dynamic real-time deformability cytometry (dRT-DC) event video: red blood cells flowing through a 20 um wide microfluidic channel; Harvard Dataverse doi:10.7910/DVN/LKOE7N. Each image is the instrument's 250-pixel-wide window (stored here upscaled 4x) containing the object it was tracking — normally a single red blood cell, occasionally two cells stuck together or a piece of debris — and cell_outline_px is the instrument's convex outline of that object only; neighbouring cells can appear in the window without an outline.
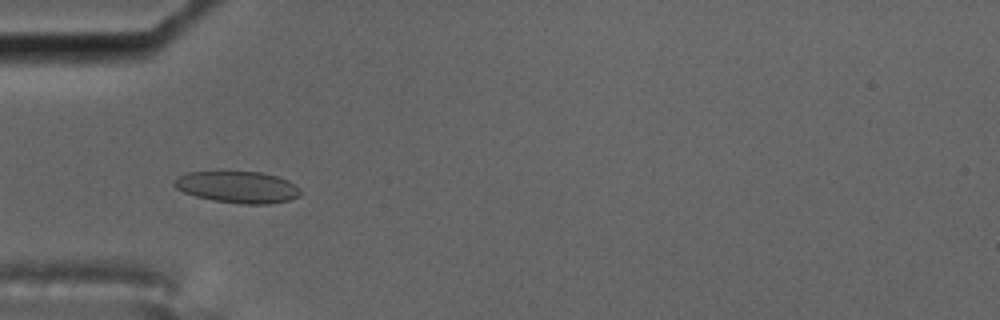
{"species": "common noctule bat (a hibernating species)", "species_latin": "Nyctalus noctula", "temperature_condition": "cold", "stored_images_in_passage": 46, "camera_frame_rate_fps": 3000, "um_per_image_px": 0.085, "animal": {"sex": "male", "body_mass_g": 17.5, "forearm_length_mm": 52.3}, "frame": {"image": 1, "passage_image": 7, "time_ms": 2.0, "image_size_px": [1000, 320], "cell_outline_px": [[300, 196], [288, 200], [268, 204], [240, 204], [212, 200], [196, 196], [184, 192], [176, 188], [172, 184], [176, 176], [188, 172], [220, 168], [228, 168], [260, 172], [276, 176], [288, 180], [300, 188]], "centroid_in_image_um": [20.13, 15.84], "position_along_channel_um": 64.9, "area_um2": 24.45}}
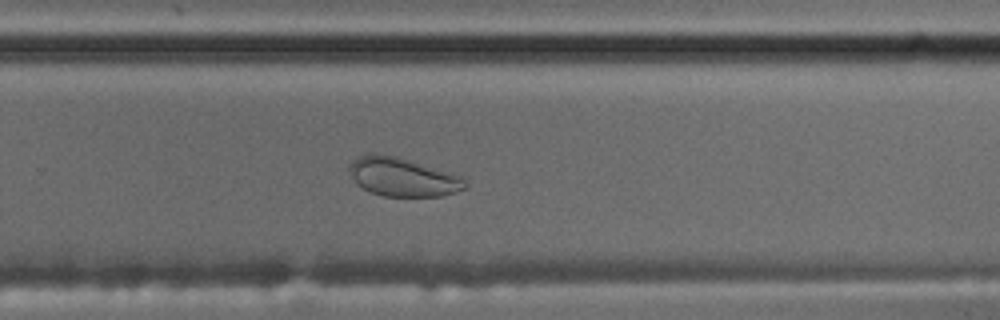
{"frame": {"image": 2, "passage_image": 27, "time_ms": 8.667, "image_size_px": [1000, 320], "cell_outline_px": [[468, 188], [444, 196], [384, 196], [372, 192], [356, 184], [348, 172], [348, 168], [352, 160], [360, 156], [372, 152], [396, 156], [460, 176], [468, 184]], "centroid_in_image_um": [34.2, 15.05], "position_along_channel_um": 295.6, "area_um2": 26.01}, "authors_computed_cell_mechanics": {"area_um2": 24.3049, "velocity_mm_per_s": 3.4812, "shape_relaxation_time_tau1_ms": null, "shape_relaxation_time_tau2_ms": 0.9181, "deformation_change_tau1": null, "deformation_change_tau2": 0.0546}}